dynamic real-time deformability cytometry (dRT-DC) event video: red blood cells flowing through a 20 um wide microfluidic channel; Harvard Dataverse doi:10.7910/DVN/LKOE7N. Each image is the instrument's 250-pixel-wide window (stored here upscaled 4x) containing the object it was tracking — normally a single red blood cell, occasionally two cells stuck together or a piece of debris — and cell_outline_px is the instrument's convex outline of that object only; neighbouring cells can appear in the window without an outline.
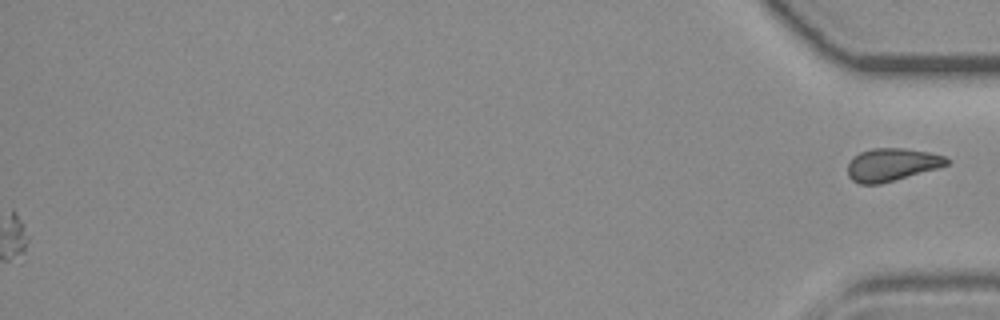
{"species": "common noctule bat (a hibernating species)", "species_latin": "Nyctalus noctula", "temperature_condition": "room temperature", "stored_images_in_passage": 45, "segment_of_instrument_passage": [2, 2], "camera_frame_rate_fps": 3000, "um_per_image_px": 0.085, "animal": {"sex": "female", "body_mass_g": 19.3, "forearm_length_mm": 54.1}, "frame": {"image": 1, "passage_image": 45, "time_ms": 14.667, "image_size_px": [1000, 320], "cell_outline_px": [[948, 164], [936, 168], [880, 184], [860, 184], [852, 180], [848, 176], [848, 160], [852, 156], [860, 152], [872, 148], [904, 148], [928, 152], [944, 156], [948, 160]], "centroid_in_image_um": [75.73, 13.98], "position_along_channel_um": 359.5, "area_um2": 18.79}}